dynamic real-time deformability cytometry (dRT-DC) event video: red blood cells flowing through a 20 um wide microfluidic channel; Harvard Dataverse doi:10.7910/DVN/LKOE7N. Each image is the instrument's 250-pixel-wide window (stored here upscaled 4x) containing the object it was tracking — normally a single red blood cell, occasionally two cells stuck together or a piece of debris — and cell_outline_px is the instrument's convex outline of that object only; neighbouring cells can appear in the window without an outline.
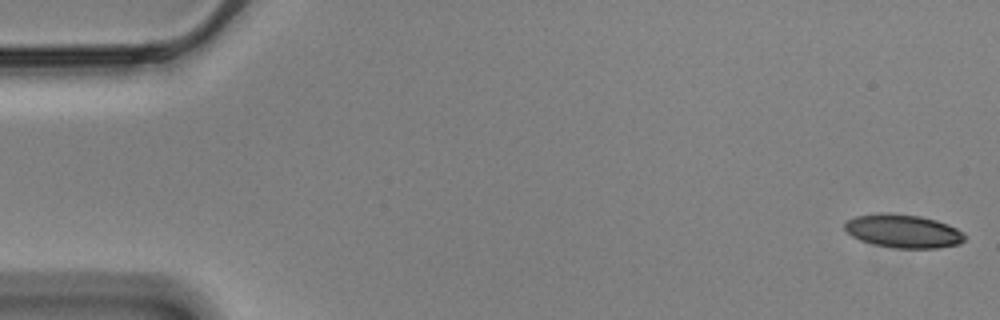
{"species": "Egyptian fruit bat (a non-hibernating species)", "species_latin": "Rousettus aegyptiacus", "temperature_condition": "cold", "stored_images_in_passage": 57, "camera_frame_rate_fps": 3000, "um_per_image_px": 0.085, "animal": {"sex": "male"}, "frame": {"image": 1, "passage_image": 1, "time_ms": 0.0, "image_size_px": [1000, 320], "cell_outline_px": [[964, 240], [960, 244], [936, 248], [892, 248], [872, 244], [860, 240], [852, 236], [844, 228], [844, 224], [848, 220], [856, 216], [880, 212], [888, 212], [920, 216], [936, 220], [948, 224], [964, 232]], "centroid_in_image_um": [76.76, 19.64], "position_along_channel_um": 8.2, "area_um2": 23.52}}
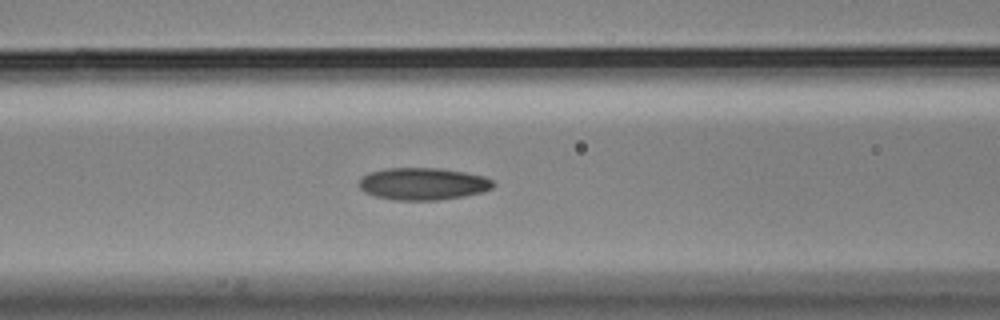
{"frame": {"image": 2, "passage_image": 23, "time_ms": 7.333, "image_size_px": [1000, 320], "cell_outline_px": [[496, 184], [492, 188], [484, 192], [464, 196], [436, 200], [396, 200], [376, 196], [364, 192], [360, 188], [360, 176], [368, 172], [384, 168], [440, 168], [464, 172], [484, 176], [492, 180]], "centroid_in_image_um": [35.95, 15.62], "position_along_channel_um": 130.6, "area_um2": 25.32}}
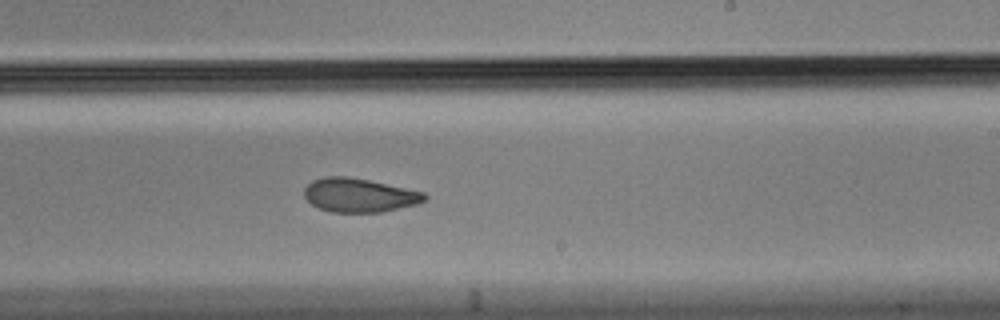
{"frame": {"image": 3, "passage_image": 34, "time_ms": 11.0, "image_size_px": [1000, 320], "cell_outline_px": [[428, 200], [420, 204], [380, 212], [332, 212], [320, 208], [312, 204], [304, 196], [304, 188], [312, 180], [324, 176], [348, 176], [368, 180], [424, 192], [428, 196]], "centroid_in_image_um": [30.56, 16.59], "position_along_channel_um": 258.4, "area_um2": 23.81}, "authors_computed_cell_mechanics": {"area_um2": 24.7384, "velocity_mm_per_s": 3.4884, "shape_relaxation_time_tau1_ms": 8.1216, "shape_relaxation_time_tau2_ms": 2.9393, "deformation_change_tau1": 0.1815, "deformation_change_tau2": 0.0853}}